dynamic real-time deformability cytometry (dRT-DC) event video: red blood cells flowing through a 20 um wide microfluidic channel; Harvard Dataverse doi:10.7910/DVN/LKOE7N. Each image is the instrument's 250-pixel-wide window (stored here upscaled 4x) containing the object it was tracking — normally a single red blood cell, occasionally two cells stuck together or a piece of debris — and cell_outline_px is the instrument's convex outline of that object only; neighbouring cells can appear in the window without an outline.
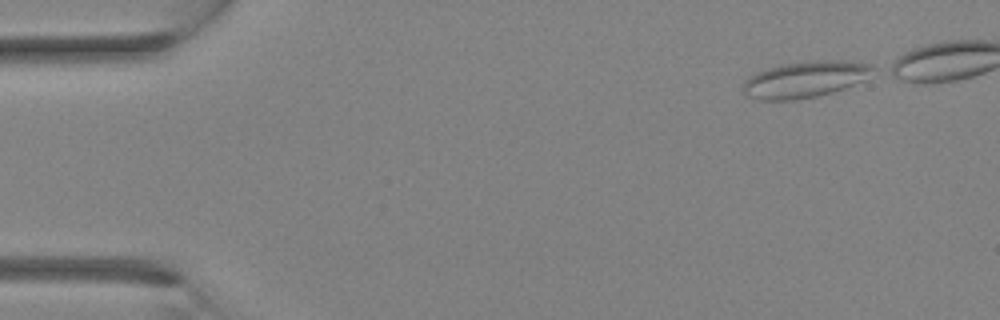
{"species": "Egyptian fruit bat (a non-hibernating species)", "species_latin": "Rousettus aegyptiacus", "temperature_condition": "room temperature", "stored_images_in_passage": 27, "camera_frame_rate_fps": 3000, "um_per_image_px": 0.085, "animal": {"sex": "female"}, "frame": {"image": 1, "passage_image": 1, "time_ms": 0.0, "image_size_px": [1000, 320], "cell_outline_px": [[876, 68], [864, 80], [844, 88], [832, 92], [816, 96], [796, 100], [760, 100], [748, 96], [744, 92], [744, 80], [756, 72], [768, 68], [784, 64], [816, 60], [840, 60], [872, 64]], "centroid_in_image_um": [68.44, 6.75], "position_along_channel_um": 16.6, "area_um2": 27.34}}
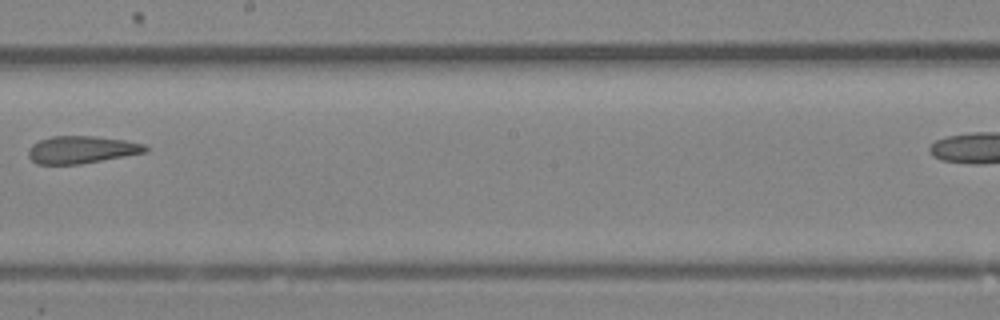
{"frame": {"image": 2, "passage_image": 17, "time_ms": 5.333, "image_size_px": [1000, 320], "cell_outline_px": [[148, 152], [80, 164], [36, 164], [28, 156], [28, 148], [32, 144], [40, 140], [52, 136], [92, 136], [124, 140], [144, 144], [148, 148]], "centroid_in_image_um": [6.92, 12.72], "position_along_channel_um": 241.3, "area_um2": 18.67}}
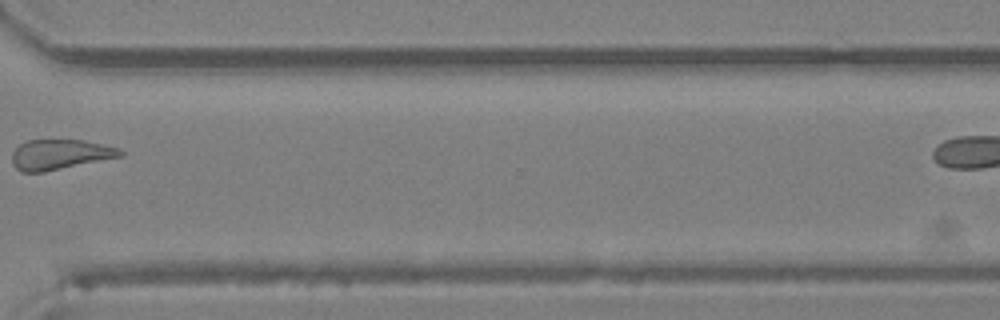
{"frame": {"image": 3, "passage_image": 23, "time_ms": 7.333, "image_size_px": [1000, 320], "cell_outline_px": [[124, 156], [44, 172], [20, 172], [12, 164], [12, 152], [20, 144], [28, 140], [84, 140], [120, 148], [124, 152]], "centroid_in_image_um": [5.11, 13.13], "position_along_channel_um": 365.5, "area_um2": 19.13}}